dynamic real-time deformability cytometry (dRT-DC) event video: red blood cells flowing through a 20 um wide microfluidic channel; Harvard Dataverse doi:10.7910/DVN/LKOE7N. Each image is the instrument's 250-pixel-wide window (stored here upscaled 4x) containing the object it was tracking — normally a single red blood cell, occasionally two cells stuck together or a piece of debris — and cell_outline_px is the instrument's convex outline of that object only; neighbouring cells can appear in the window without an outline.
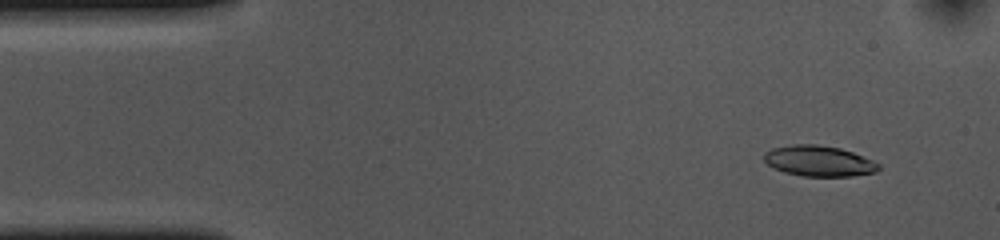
{"species": "common noctule bat (a hibernating species)", "species_latin": "Nyctalus noctula", "temperature_condition": "cold", "stored_images_in_passage": 53, "camera_frame_rate_fps": 3000, "um_per_image_px": 0.085, "animal": {"sex": "female", "body_mass_g": 10.0, "forearm_length_mm": 53.1}, "frame": {"image": 1, "passage_image": 4, "time_ms": 1.0, "image_size_px": [1000, 240], "cell_outline_px": [[880, 168], [876, 172], [852, 176], [804, 176], [784, 172], [768, 164], [764, 160], [764, 152], [772, 148], [792, 144], [816, 144], [840, 148], [852, 152], [872, 160], [880, 164]], "centroid_in_image_um": [69.61, 13.68], "position_along_channel_um": 15.4, "area_um2": 20.4}}
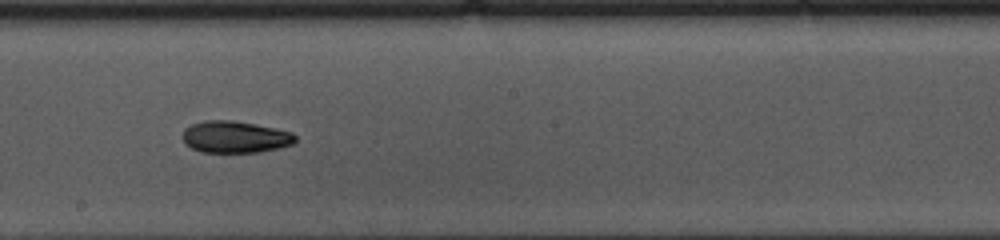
{"frame": {"image": 2, "passage_image": 28, "time_ms": 9.0, "image_size_px": [1000, 240], "cell_outline_px": [[296, 140], [292, 144], [280, 148], [260, 152], [200, 152], [184, 144], [180, 136], [184, 128], [192, 124], [204, 120], [232, 120], [256, 124], [276, 128], [292, 132], [296, 136]], "centroid_in_image_um": [19.95, 11.64], "position_along_channel_um": 228.3, "area_um2": 21.27}}
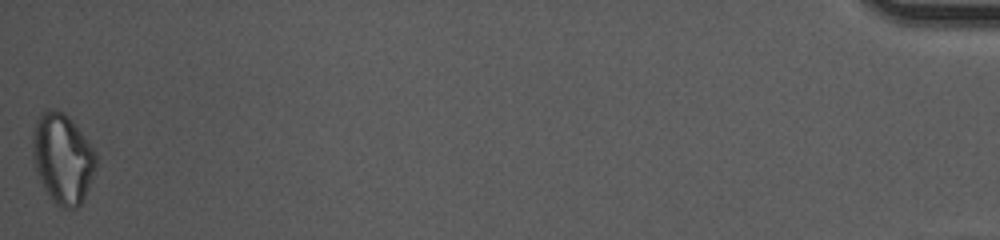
{"frame": {"image": 3, "passage_image": 53, "time_ms": 17.333, "image_size_px": [1000, 240], "cell_outline_px": [[96, 168], [84, 196], [80, 204], [76, 208], [60, 208], [52, 200], [44, 188], [32, 164], [32, 132], [36, 120], [40, 112], [48, 108], [56, 108], [64, 112], [72, 120], [96, 152]], "centroid_in_image_um": [5.28, 13.43], "position_along_channel_um": 429.9, "area_um2": 33.58}, "authors_computed_cell_mechanics": {"area_um2": 21.2704, "velocity_mm_per_s": 3.6638, "shape_relaxation_time_tau1_ms": 4.7617, "shape_relaxation_time_tau2_ms": null, "deformation_change_tau1": 0.1202, "deformation_change_tau2": null}}